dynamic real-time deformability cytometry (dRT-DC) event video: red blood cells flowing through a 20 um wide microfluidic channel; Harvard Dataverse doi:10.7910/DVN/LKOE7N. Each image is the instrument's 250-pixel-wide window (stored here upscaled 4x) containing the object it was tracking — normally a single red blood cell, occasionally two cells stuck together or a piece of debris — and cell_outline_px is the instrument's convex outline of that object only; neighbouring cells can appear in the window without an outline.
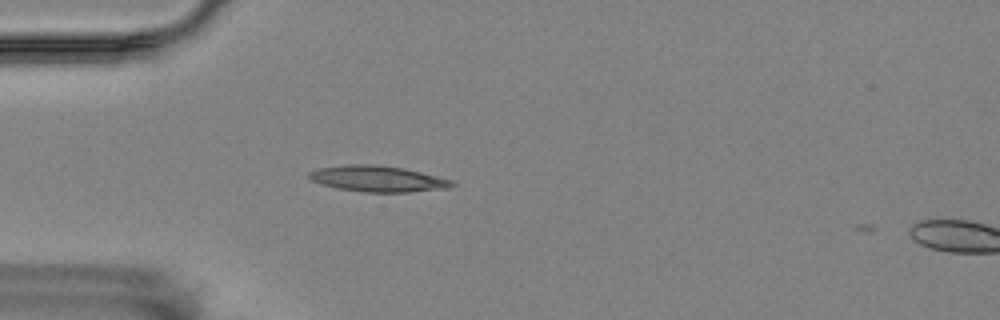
{"species": "Egyptian fruit bat (a non-hibernating species)", "species_latin": "Rousettus aegyptiacus", "temperature_condition": "room temperature", "stored_images_in_passage": 44, "camera_frame_rate_fps": 3000, "um_per_image_px": 0.085, "animal": {"sex": "female"}, "frame": {"image": 1, "passage_image": 3, "time_ms": 0.667, "image_size_px": [1000, 320], "cell_outline_px": [[456, 184], [448, 188], [408, 192], [368, 192], [336, 188], [320, 184], [304, 176], [308, 172], [320, 168], [344, 164], [376, 164], [404, 168], [452, 180]], "centroid_in_image_um": [32.06, 15.19], "position_along_channel_um": 52.9, "area_um2": 21.73}}
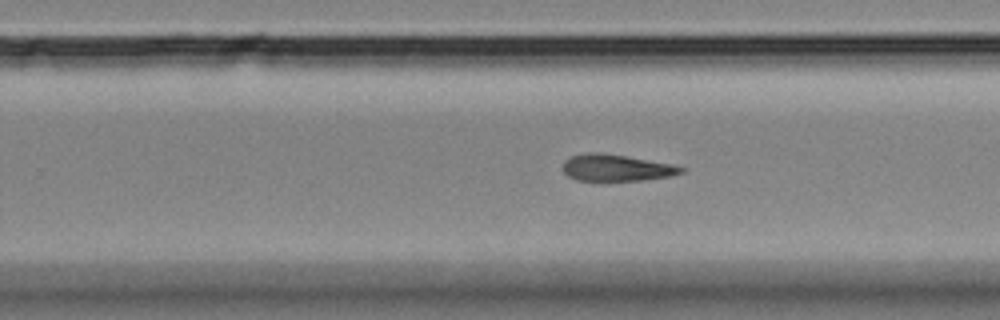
{"frame": {"image": 2, "passage_image": 23, "time_ms": 7.333, "image_size_px": [1000, 320], "cell_outline_px": [[684, 172], [672, 176], [640, 180], [576, 180], [568, 176], [564, 172], [564, 160], [572, 156], [588, 152], [600, 152], [672, 164], [684, 168]], "centroid_in_image_um": [52.38, 14.26], "position_along_channel_um": 277.4, "area_um2": 18.09}}
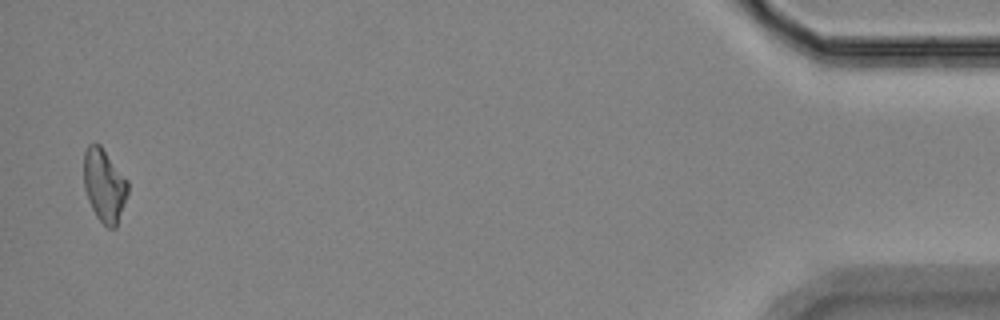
{"frame": {"image": 3, "passage_image": 43, "time_ms": 14.0, "image_size_px": [1000, 320], "cell_outline_px": [[128, 192], [116, 228], [108, 228], [96, 216], [88, 200], [84, 188], [84, 152], [88, 144], [100, 144], [128, 180]], "centroid_in_image_um": [8.86, 15.75], "position_along_channel_um": 426.3, "area_um2": 18.73}, "authors_computed_cell_mechanics": {"area_um2": 19.2185, "velocity_mm_per_s": 3.4841, "shape_relaxation_time_tau1_ms": null, "shape_relaxation_time_tau2_ms": 5.3487, "deformation_change_tau1": null, "deformation_change_tau2": 0.1544}}